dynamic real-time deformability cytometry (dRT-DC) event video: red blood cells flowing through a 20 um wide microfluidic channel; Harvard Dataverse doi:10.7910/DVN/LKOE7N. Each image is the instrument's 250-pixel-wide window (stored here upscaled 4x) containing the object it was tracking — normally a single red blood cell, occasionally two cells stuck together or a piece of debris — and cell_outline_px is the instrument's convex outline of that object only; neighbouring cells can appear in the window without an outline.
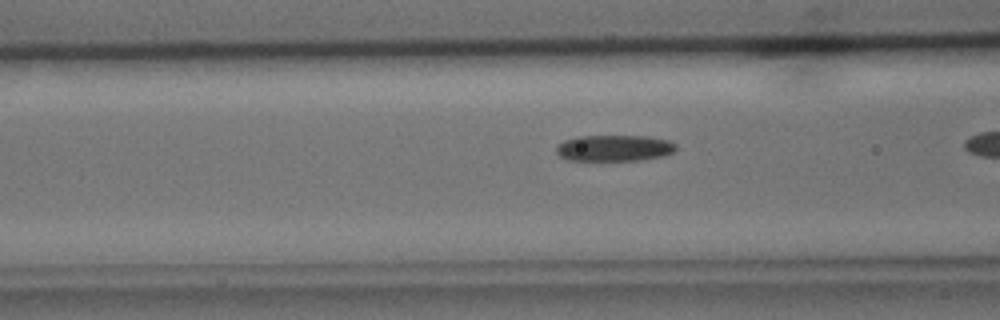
{"species": "common noctule bat (a hibernating species)", "species_latin": "Nyctalus noctula", "temperature_condition": "cold", "stored_images_in_passage": 33, "segment_of_instrument_passage": [2, 2], "camera_frame_rate_fps": 3000, "um_per_image_px": 0.085, "animal": {"sex": "male", "body_mass_g": 15.6}, "frame": {"image": 1, "passage_image": 18, "time_ms": 5.667, "image_size_px": [1000, 320], "cell_outline_px": [[676, 148], [672, 152], [664, 156], [640, 160], [568, 160], [560, 156], [556, 152], [556, 144], [564, 140], [576, 136], [648, 136], [668, 140], [676, 144]], "centroid_in_image_um": [52.19, 12.58], "position_along_channel_um": 114.4, "area_um2": 18.38}}